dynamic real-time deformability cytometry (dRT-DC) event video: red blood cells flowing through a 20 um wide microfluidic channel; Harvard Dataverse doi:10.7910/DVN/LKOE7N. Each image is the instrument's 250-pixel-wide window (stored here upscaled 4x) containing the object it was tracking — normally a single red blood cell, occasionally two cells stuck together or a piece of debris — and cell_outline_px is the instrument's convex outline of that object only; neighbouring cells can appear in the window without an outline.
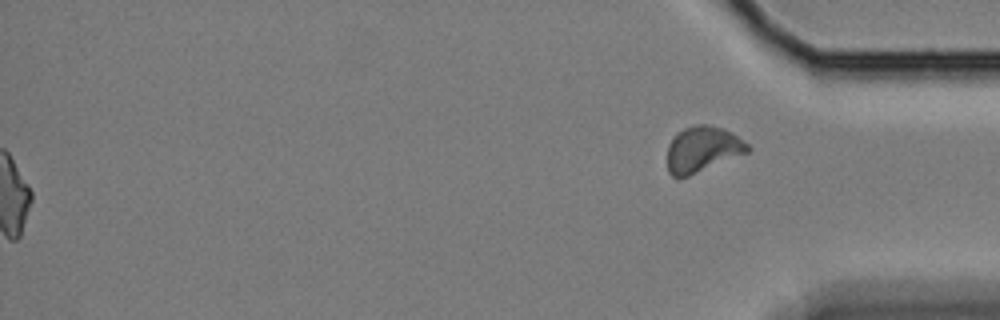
{"species": "Egyptian fruit bat (a non-hibernating species)", "species_latin": "Rousettus aegyptiacus", "temperature_condition": "cold", "stored_images_in_passage": 51, "segment_of_instrument_passage": [2, 2], "camera_frame_rate_fps": 3000, "um_per_image_px": 0.085, "animal": {"sex": "female"}, "frame": {"image": 1, "passage_image": 51, "time_ms": 16.667, "image_size_px": [1000, 320], "cell_outline_px": [[752, 148], [748, 152], [688, 176], [672, 176], [668, 172], [668, 144], [684, 128], [696, 124], [708, 124], [724, 128], [748, 144]], "centroid_in_image_um": [59.72, 12.67], "position_along_channel_um": 375.5, "area_um2": 21.04}}